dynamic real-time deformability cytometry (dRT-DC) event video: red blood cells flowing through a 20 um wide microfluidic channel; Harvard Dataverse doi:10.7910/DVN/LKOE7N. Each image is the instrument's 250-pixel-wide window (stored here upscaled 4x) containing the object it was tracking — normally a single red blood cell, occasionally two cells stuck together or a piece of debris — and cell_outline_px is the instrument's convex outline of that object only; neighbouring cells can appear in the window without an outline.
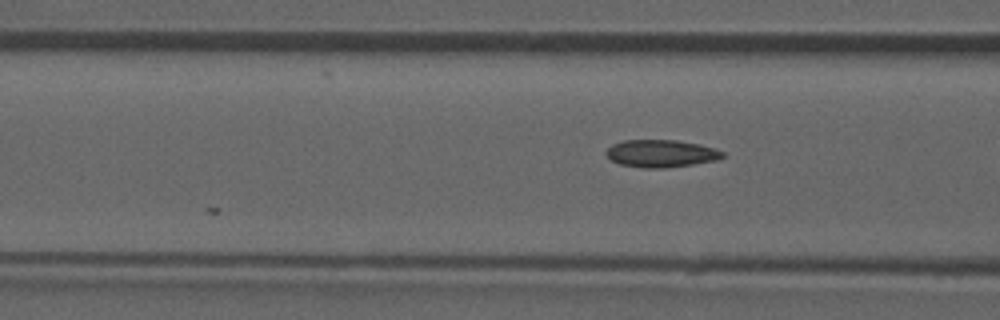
{"species": "common noctule bat (a hibernating species)", "species_latin": "Nyctalus noctula", "temperature_condition": "room temperature", "stored_images_in_passage": 5, "camera_frame_rate_fps": 3000, "um_per_image_px": 0.085, "animal": {"sex": "male", "forearm_length_mm": 52.5}, "frame": {"image": 1, "passage_image": 5, "time_ms": 1.333, "image_size_px": [1000, 320], "cell_outline_px": [[724, 156], [716, 160], [692, 164], [664, 168], [644, 168], [620, 164], [612, 160], [604, 152], [612, 144], [624, 140], [676, 140], [700, 144], [716, 148], [724, 152]], "centroid_in_image_um": [56.2, 13.04], "position_along_channel_um": 110.4, "area_um2": 18.61}}